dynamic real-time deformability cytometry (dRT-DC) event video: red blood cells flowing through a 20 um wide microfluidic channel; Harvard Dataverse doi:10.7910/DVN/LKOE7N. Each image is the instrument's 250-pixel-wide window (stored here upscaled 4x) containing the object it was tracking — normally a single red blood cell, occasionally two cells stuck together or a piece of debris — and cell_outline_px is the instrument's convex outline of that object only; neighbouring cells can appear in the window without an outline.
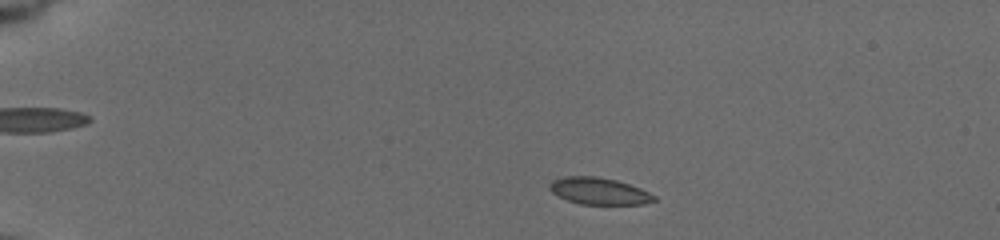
{"species": "common noctule bat (a hibernating species)", "species_latin": "Nyctalus noctula", "temperature_condition": "cold", "stored_images_in_passage": 47, "camera_frame_rate_fps": 3000, "um_per_image_px": 0.085, "animal": {"sex": "female", "body_mass_g": 19.5, "forearm_length_mm": 54.1}, "frame": {"image": 1, "passage_image": 3, "time_ms": 1.667, "image_size_px": [1000, 240], "cell_outline_px": [[656, 200], [644, 204], [580, 204], [568, 200], [552, 192], [548, 188], [548, 184], [552, 180], [564, 176], [596, 176], [616, 180], [640, 188], [656, 196]], "centroid_in_image_um": [50.9, 16.23], "position_along_channel_um": 34.1, "area_um2": 16.3}}
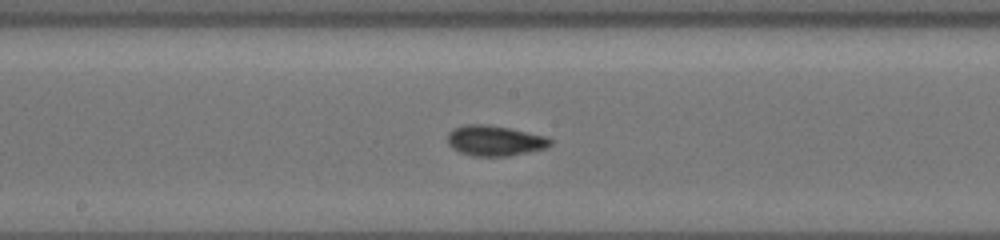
{"frame": {"image": 2, "passage_image": 23, "time_ms": 8.333, "image_size_px": [1000, 240], "cell_outline_px": [[552, 144], [548, 148], [508, 156], [472, 156], [460, 152], [452, 148], [448, 144], [448, 132], [452, 128], [464, 124], [488, 124], [512, 128], [548, 136], [552, 140]], "centroid_in_image_um": [42.08, 11.94], "position_along_channel_um": 206.1, "area_um2": 18.61}}
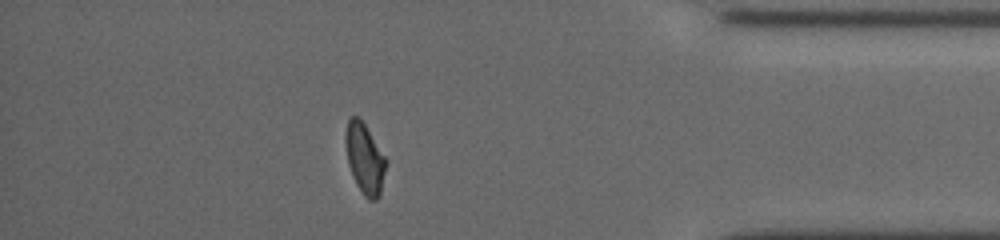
{"frame": {"image": 3, "passage_image": 41, "time_ms": 14.333, "image_size_px": [1000, 240], "cell_outline_px": [[388, 160], [380, 196], [376, 200], [368, 200], [364, 196], [356, 184], [352, 176], [348, 164], [344, 140], [344, 136], [348, 120], [352, 116], [356, 116], [364, 124]], "centroid_in_image_um": [31.01, 13.52], "position_along_channel_um": 404.2, "area_um2": 16.76}, "authors_computed_cell_mechanics": {"area_um2": 17.1088, "velocity_mm_per_s": 3.7501, "shape_relaxation_time_tau1_ms": 8.0493, "shape_relaxation_time_tau2_ms": 2.1441, "deformation_change_tau1": 0.1387, "deformation_change_tau2": 0.0312}}